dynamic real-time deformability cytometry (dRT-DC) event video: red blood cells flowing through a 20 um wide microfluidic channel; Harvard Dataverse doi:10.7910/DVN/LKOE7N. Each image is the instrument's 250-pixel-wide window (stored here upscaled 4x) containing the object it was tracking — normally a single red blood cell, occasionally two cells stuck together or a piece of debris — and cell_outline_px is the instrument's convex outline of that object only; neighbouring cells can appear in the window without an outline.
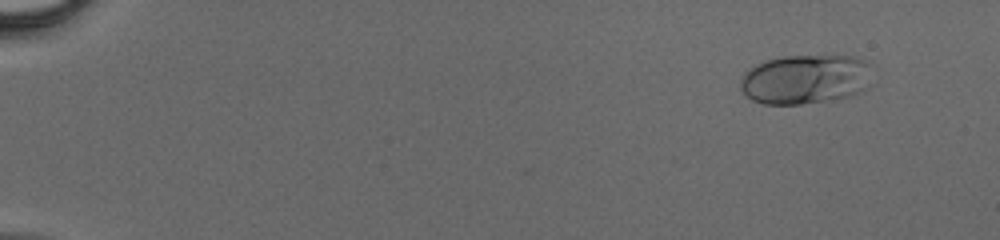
{"species": "human", "species_latin": "Homo sapiens", "temperature_condition": "cold", "stored_images_in_passage": 47, "camera_frame_rate_fps": 3000, "um_per_image_px": 0.085, "donor": {"sex": "male"}, "frame": {"image": 1, "passage_image": 5, "time_ms": 1.333, "image_size_px": [1000, 240], "cell_outline_px": [[872, 64], [868, 88], [864, 92], [848, 96], [800, 104], [764, 104], [752, 100], [740, 88], [740, 80], [744, 72], [756, 64], [768, 60], [784, 56], [856, 56]], "centroid_in_image_um": [68.49, 6.73], "position_along_channel_um": 16.5, "area_um2": 38.15}}
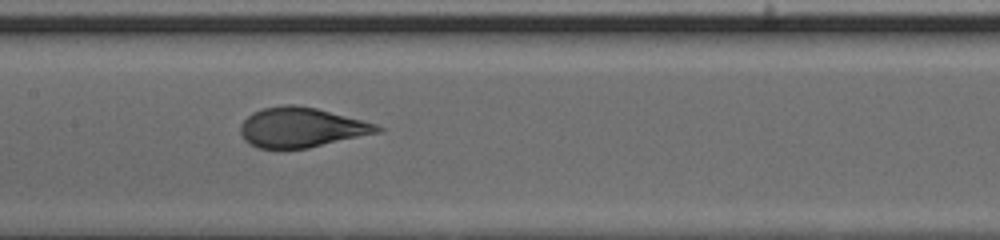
{"frame": {"image": 2, "passage_image": 26, "time_ms": 8.333, "image_size_px": [1000, 240], "cell_outline_px": [[384, 132], [308, 148], [256, 148], [248, 144], [244, 140], [240, 132], [240, 124], [252, 112], [264, 108], [284, 104], [296, 104], [316, 108], [376, 124], [384, 128]], "centroid_in_image_um": [25.62, 10.84], "position_along_channel_um": 181.8, "area_um2": 31.96}}
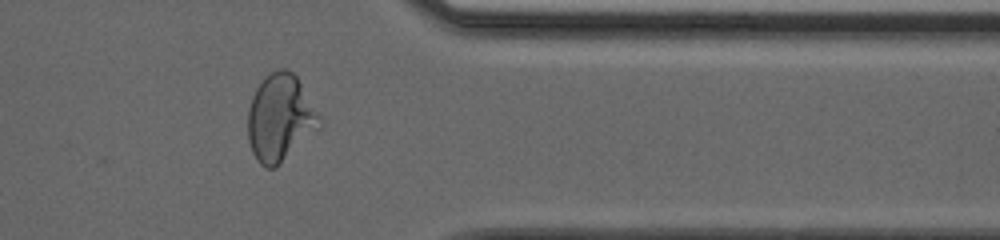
{"frame": {"image": 3, "passage_image": 40, "time_ms": 13.0, "image_size_px": [1000, 240], "cell_outline_px": [[324, 124], [320, 128], [276, 168], [264, 168], [256, 160], [252, 152], [248, 140], [248, 108], [252, 96], [256, 88], [272, 72], [280, 68], [288, 68], [296, 76], [324, 120]], "centroid_in_image_um": [23.84, 10.06], "position_along_channel_um": 387.6, "area_um2": 36.65}}